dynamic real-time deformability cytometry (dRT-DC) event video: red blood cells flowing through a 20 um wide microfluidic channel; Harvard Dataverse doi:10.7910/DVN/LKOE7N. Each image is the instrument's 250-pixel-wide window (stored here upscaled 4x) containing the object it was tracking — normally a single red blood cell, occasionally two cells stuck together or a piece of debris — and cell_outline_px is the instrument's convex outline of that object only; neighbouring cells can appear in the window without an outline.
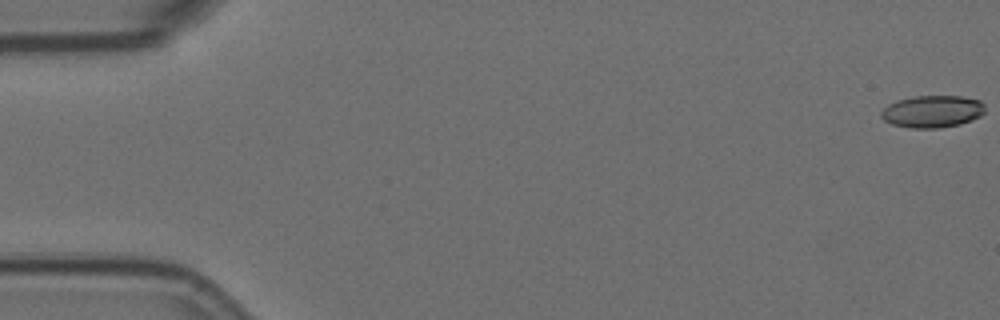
{"species": "Egyptian fruit bat (a non-hibernating species)", "species_latin": "Rousettus aegyptiacus", "temperature_condition": "room temperature", "stored_images_in_passage": 8, "camera_frame_rate_fps": 3000, "um_per_image_px": 0.085, "animal": {"sex": "female"}, "frame": {"image": 1, "passage_image": 1, "time_ms": 0.0, "image_size_px": [1000, 320], "cell_outline_px": [[984, 112], [980, 116], [972, 120], [960, 124], [940, 128], [908, 128], [892, 124], [884, 120], [880, 116], [880, 112], [888, 104], [896, 100], [916, 96], [964, 96], [980, 100], [984, 104]], "centroid_in_image_um": [79.24, 9.47], "position_along_channel_um": 5.8, "area_um2": 19.65}}
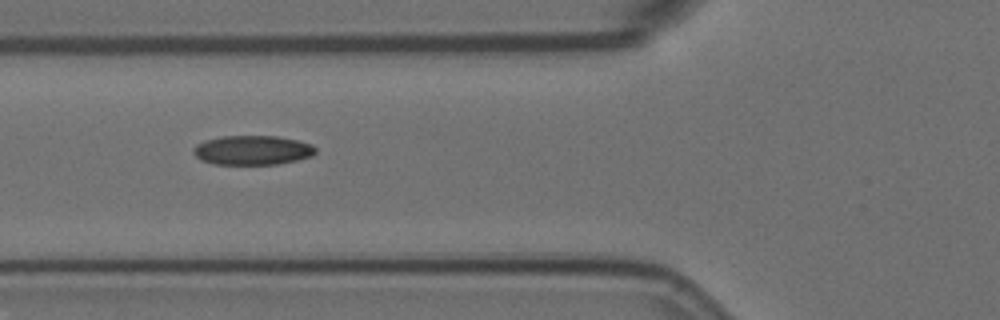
{"frame": {"image": 2, "passage_image": 7, "time_ms": 2.0, "image_size_px": [1000, 320], "cell_outline_px": [[316, 152], [312, 156], [296, 160], [276, 164], [216, 164], [200, 160], [192, 152], [192, 148], [196, 144], [204, 140], [220, 136], [276, 136], [296, 140], [312, 144], [316, 148]], "centroid_in_image_um": [21.42, 12.76], "position_along_channel_um": 104.4, "area_um2": 20.98}}
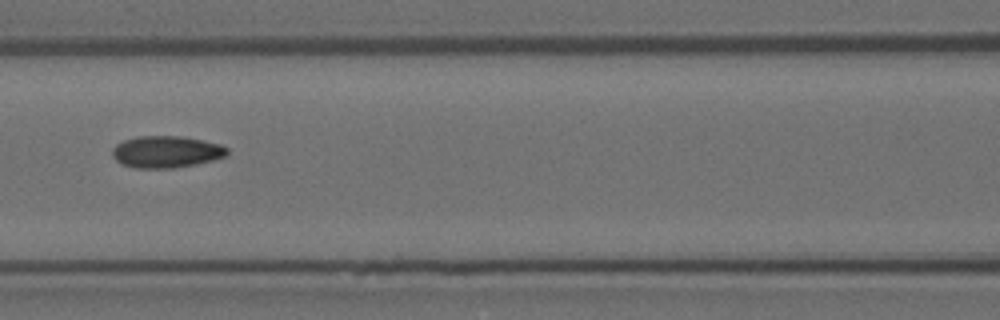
{"frame": {"image": 3, "passage_image": 8, "time_ms": 2.333, "image_size_px": [1000, 320], "cell_outline_px": [[228, 152], [224, 156], [212, 160], [172, 168], [136, 168], [120, 164], [112, 156], [112, 148], [116, 144], [124, 140], [136, 136], [180, 136], [220, 144], [228, 148]], "centroid_in_image_um": [14.07, 12.9], "position_along_channel_um": 152.5, "area_um2": 21.15}}